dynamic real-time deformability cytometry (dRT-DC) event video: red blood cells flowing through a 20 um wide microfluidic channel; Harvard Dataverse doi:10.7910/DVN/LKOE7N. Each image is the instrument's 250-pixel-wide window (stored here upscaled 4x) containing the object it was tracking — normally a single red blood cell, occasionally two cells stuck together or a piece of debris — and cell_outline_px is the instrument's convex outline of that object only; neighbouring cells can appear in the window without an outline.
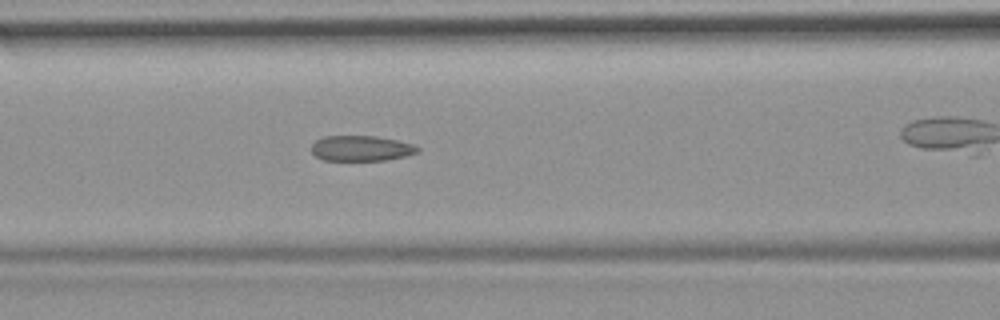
{"species": "common noctule bat (a hibernating species)", "species_latin": "Nyctalus noctula", "temperature_condition": "room temperature", "stored_images_in_passage": 21, "camera_frame_rate_fps": 3000, "um_per_image_px": 0.085, "animal": {"sex": "female", "body_mass_g": 19.9}, "frame": {"image": 1, "passage_image": 18, "time_ms": 5.667, "image_size_px": [1000, 320], "cell_outline_px": [[420, 152], [404, 156], [384, 160], [324, 160], [316, 156], [312, 152], [312, 144], [316, 140], [324, 136], [376, 136], [400, 140], [412, 144], [420, 148]], "centroid_in_image_um": [30.72, 12.6], "position_along_channel_um": 135.9, "area_um2": 15.72}}